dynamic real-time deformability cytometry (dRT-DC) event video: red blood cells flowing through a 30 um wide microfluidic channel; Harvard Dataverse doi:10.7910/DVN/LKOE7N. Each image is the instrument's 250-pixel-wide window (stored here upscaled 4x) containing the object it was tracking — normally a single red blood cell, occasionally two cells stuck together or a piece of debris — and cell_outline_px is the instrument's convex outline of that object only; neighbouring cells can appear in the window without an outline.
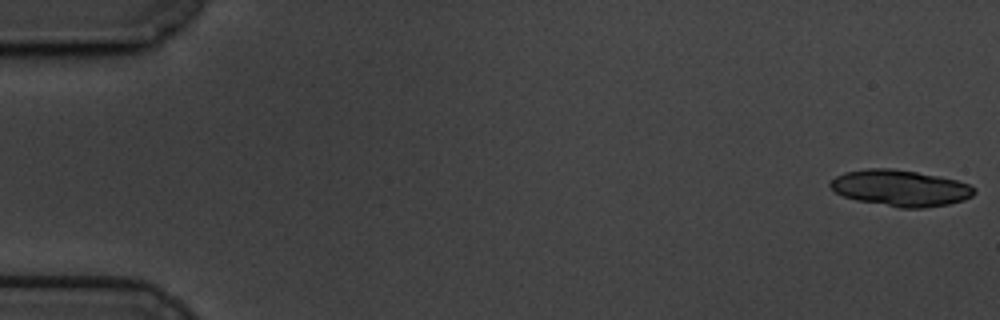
{"species": "common noctule bat (a hibernating species)", "species_latin": "Nyctalus noctula", "temperature_condition": "cold", "stored_images_in_passage": 60, "segment_of_instrument_passage": [1, 2], "camera_frame_rate_fps": 3000, "um_per_image_px": 0.085, "animal": {"sex": "male", "body_mass_g": 19.5, "forearm_length_mm": 54.6}, "frame": {"image": 1, "passage_image": 1, "time_ms": 0.0, "image_size_px": [1000, 320], "cell_outline_px": [[976, 192], [972, 196], [964, 200], [948, 204], [924, 208], [900, 208], [856, 200], [844, 196], [836, 192], [828, 184], [836, 176], [844, 172], [868, 168], [892, 168], [916, 172], [956, 180], [968, 184], [976, 188]], "centroid_in_image_um": [76.53, 15.99], "position_along_channel_um": 8.5, "area_um2": 30.35}}